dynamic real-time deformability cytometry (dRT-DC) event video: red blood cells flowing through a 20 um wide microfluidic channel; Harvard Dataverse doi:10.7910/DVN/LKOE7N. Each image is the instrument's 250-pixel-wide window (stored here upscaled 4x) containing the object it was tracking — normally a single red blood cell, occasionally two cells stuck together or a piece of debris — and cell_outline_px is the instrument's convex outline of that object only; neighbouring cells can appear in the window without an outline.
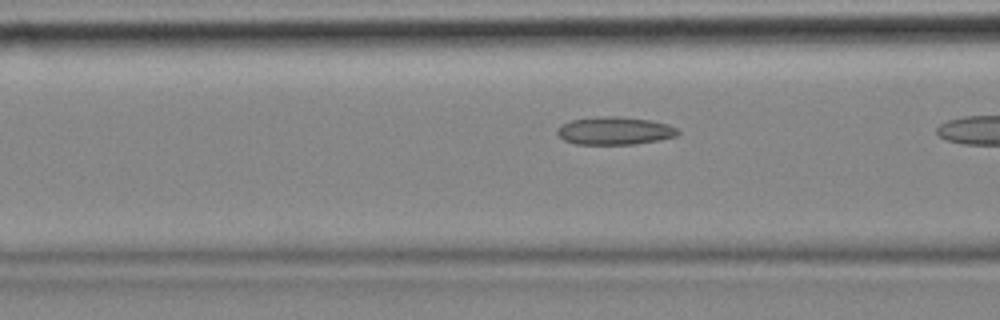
{"species": "common noctule bat (a hibernating species)", "species_latin": "Nyctalus noctula", "temperature_condition": "cold", "stored_images_in_passage": 21, "camera_frame_rate_fps": 3000, "um_per_image_px": 0.085, "animal": {"sex": "female", "body_mass_g": 18.4}, "frame": {"image": 1, "passage_image": 18, "time_ms": 5.667, "image_size_px": [1000, 320], "cell_outline_px": [[680, 132], [676, 136], [660, 140], [632, 144], [576, 144], [564, 140], [556, 132], [556, 128], [560, 124], [572, 120], [604, 116], [616, 116], [652, 120], [668, 124], [676, 128]], "centroid_in_image_um": [52.24, 11.11], "position_along_channel_um": 114.4, "area_um2": 19.59}}